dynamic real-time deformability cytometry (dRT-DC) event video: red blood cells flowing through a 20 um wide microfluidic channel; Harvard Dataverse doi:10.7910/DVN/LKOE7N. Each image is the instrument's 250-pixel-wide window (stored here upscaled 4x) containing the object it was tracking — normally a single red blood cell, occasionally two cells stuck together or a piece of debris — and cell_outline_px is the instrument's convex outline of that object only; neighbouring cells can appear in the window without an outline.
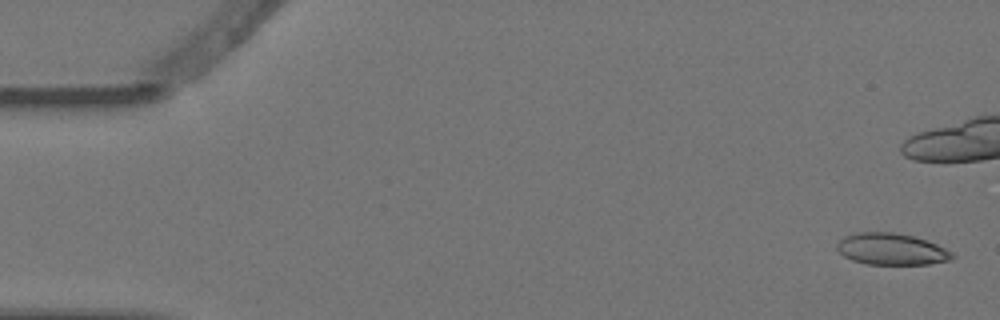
{"species": "Egyptian fruit bat (a non-hibernating species)", "species_latin": "Rousettus aegyptiacus", "temperature_condition": "warm", "stored_images_in_passage": 4, "camera_frame_rate_fps": 3000, "um_per_image_px": 0.085, "animal": {"sex": "female"}, "frame": {"image": 1, "passage_image": 1, "time_ms": 0.0, "image_size_px": [1000, 320], "cell_outline_px": [[956, 256], [952, 260], [928, 264], [868, 264], [852, 260], [844, 256], [836, 248], [836, 244], [844, 236], [856, 232], [892, 232], [912, 236], [936, 244], [952, 252]], "centroid_in_image_um": [75.76, 21.18], "position_along_channel_um": 9.2, "area_um2": 21.15}}